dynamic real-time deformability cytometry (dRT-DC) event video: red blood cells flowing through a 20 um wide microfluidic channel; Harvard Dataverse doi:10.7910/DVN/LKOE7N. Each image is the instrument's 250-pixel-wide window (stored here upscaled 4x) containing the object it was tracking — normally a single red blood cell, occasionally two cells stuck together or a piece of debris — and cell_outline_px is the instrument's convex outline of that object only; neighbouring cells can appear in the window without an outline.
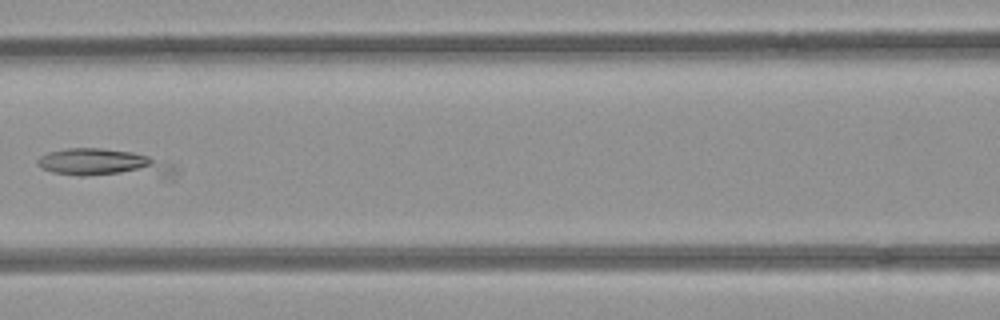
{"species": "common noctule bat (a hibernating species)", "species_latin": "Nyctalus noctula", "temperature_condition": "room temperature", "stored_images_in_passage": 8, "camera_frame_rate_fps": 3000, "um_per_image_px": 0.085, "animal": {"sex": "female", "body_mass_g": 21.9}, "frame": {"image": 1, "passage_image": 6, "time_ms": 1.667, "image_size_px": [1000, 320], "cell_outline_px": [[180, 172], [172, 180], [80, 176], [52, 172], [40, 168], [36, 164], [36, 160], [40, 156], [48, 152], [68, 148], [100, 148], [132, 152], [148, 156], [172, 164], [180, 168]], "centroid_in_image_um": [9.05, 13.95], "position_along_channel_um": 157.6, "area_um2": 24.04}}